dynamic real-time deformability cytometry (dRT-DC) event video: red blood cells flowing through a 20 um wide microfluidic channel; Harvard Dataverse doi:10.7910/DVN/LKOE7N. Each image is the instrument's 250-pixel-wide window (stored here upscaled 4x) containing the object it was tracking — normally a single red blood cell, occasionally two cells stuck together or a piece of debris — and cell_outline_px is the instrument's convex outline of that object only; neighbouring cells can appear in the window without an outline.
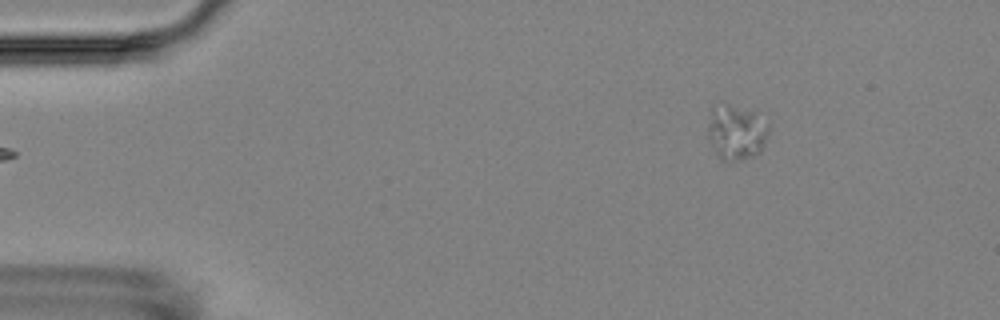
{"species": "Egyptian fruit bat (a non-hibernating species)", "species_latin": "Rousettus aegyptiacus", "temperature_condition": "room temperature", "stored_images_in_passage": 4, "segment_of_instrument_passage": [2, 2], "camera_frame_rate_fps": 3000, "um_per_image_px": 0.085, "animal": {"sex": "female"}, "frame": {"image": 1, "passage_image": 4, "time_ms": 4.667, "image_size_px": [1000, 320], "cell_outline_px": [[768, 128], [764, 140], [760, 148], [756, 152], [748, 156], [732, 160], [724, 160], [716, 152], [708, 136], [708, 128], [712, 104], [728, 104], [756, 112], [768, 120]], "centroid_in_image_um": [62.56, 11.15], "position_along_channel_um": 22.4, "area_um2": 18.84}}